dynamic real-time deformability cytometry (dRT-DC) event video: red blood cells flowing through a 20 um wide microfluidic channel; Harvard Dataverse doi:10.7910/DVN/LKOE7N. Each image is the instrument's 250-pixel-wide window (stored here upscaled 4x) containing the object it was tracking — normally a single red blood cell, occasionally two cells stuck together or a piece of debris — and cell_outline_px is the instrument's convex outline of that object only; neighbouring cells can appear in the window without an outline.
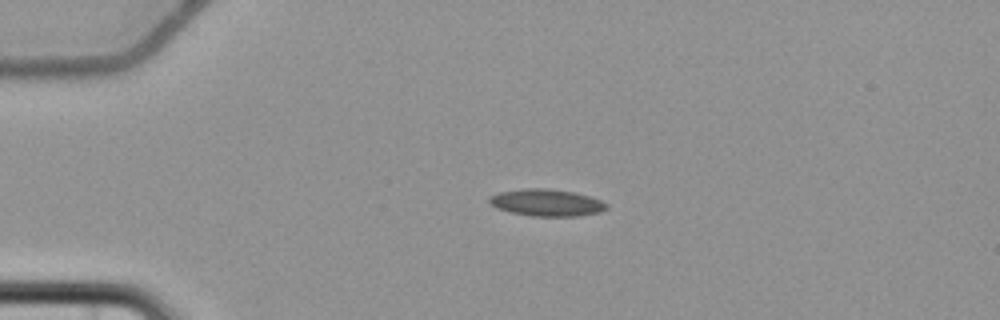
{"species": "common noctule bat (a hibernating species)", "species_latin": "Nyctalus noctula", "temperature_condition": "cold", "stored_images_in_passage": 2, "camera_frame_rate_fps": 3000, "um_per_image_px": 0.085, "animal": {"sex": "female", "body_mass_g": 22.7, "forearm_length_mm": 54.2}, "frame": {"image": 1, "passage_image": 1, "time_ms": 0.0, "image_size_px": [1000, 320], "cell_outline_px": [[608, 208], [600, 212], [576, 216], [532, 216], [512, 212], [496, 208], [488, 200], [488, 196], [500, 192], [520, 188], [548, 188], [572, 192], [588, 196], [600, 200], [608, 204]], "centroid_in_image_um": [46.44, 17.22], "position_along_channel_um": 38.6, "area_um2": 18.38}}